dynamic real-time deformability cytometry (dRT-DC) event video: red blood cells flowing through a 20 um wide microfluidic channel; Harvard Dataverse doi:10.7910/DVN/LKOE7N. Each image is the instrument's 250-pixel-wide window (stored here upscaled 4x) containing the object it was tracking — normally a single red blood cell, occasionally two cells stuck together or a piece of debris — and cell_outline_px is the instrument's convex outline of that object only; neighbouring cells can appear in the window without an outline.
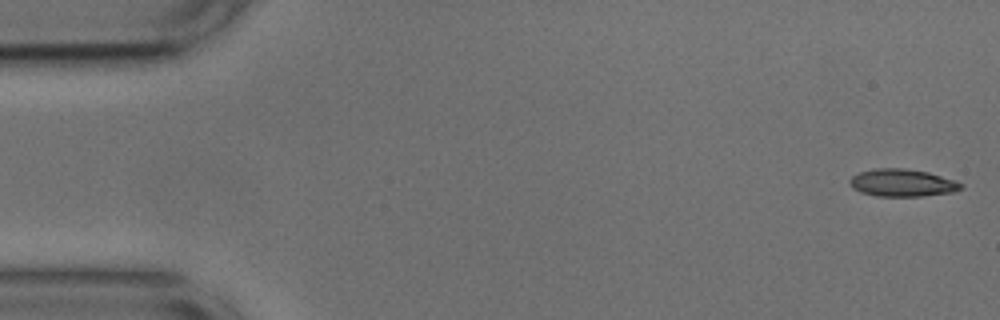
{"species": "common noctule bat (a hibernating species)", "species_latin": "Nyctalus noctula", "temperature_condition": "cold", "stored_images_in_passage": 52, "camera_frame_rate_fps": 3000, "um_per_image_px": 0.085, "animal": {"sex": "male", "body_mass_g": 17.9, "forearm_length_mm": 54.2}, "frame": {"image": 1, "passage_image": 1, "time_ms": 0.0, "image_size_px": [1000, 320], "cell_outline_px": [[964, 188], [956, 192], [924, 196], [876, 196], [860, 192], [852, 188], [848, 180], [852, 176], [860, 172], [876, 168], [900, 168], [928, 172], [956, 180], [964, 184]], "centroid_in_image_um": [76.73, 15.55], "position_along_channel_um": 8.3, "area_um2": 18.03}}
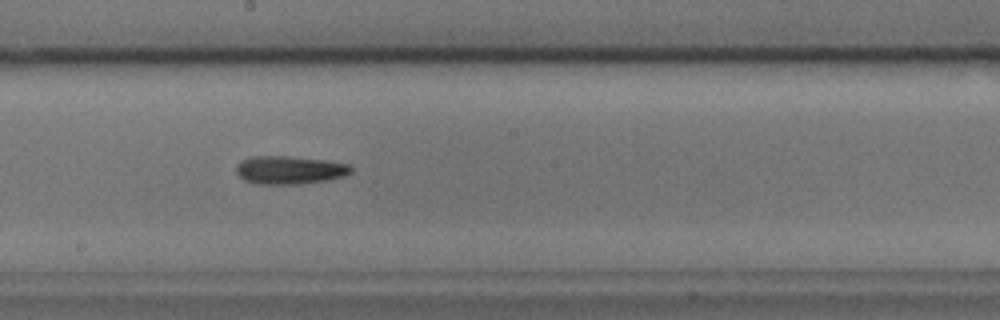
{"frame": {"image": 2, "passage_image": 28, "time_ms": 9.0, "image_size_px": [1000, 320], "cell_outline_px": [[352, 172], [344, 176], [328, 180], [300, 184], [256, 184], [244, 180], [236, 172], [236, 164], [240, 160], [248, 156], [288, 156], [328, 160], [352, 164]], "centroid_in_image_um": [24.62, 14.44], "position_along_channel_um": 223.6, "area_um2": 19.25}}
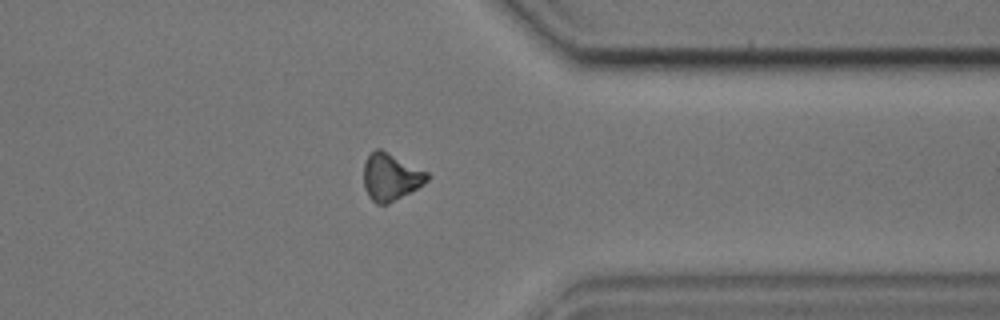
{"frame": {"image": 3, "passage_image": 41, "time_ms": 13.333, "image_size_px": [1000, 320], "cell_outline_px": [[432, 176], [428, 180], [416, 188], [388, 204], [376, 204], [368, 196], [364, 188], [364, 164], [368, 156], [376, 148], [380, 148], [428, 172]], "centroid_in_image_um": [33.2, 15.04], "position_along_channel_um": 378.2, "area_um2": 17.34}, "authors_computed_cell_mechanics": {"area_um2": 17.9469, "velocity_mm_per_s": 3.7523, "shape_relaxation_time_tau1_ms": 5.9971, "shape_relaxation_time_tau2_ms": 6.4514, "deformation_change_tau1": 0.1226, "deformation_change_tau2": 0.174}}